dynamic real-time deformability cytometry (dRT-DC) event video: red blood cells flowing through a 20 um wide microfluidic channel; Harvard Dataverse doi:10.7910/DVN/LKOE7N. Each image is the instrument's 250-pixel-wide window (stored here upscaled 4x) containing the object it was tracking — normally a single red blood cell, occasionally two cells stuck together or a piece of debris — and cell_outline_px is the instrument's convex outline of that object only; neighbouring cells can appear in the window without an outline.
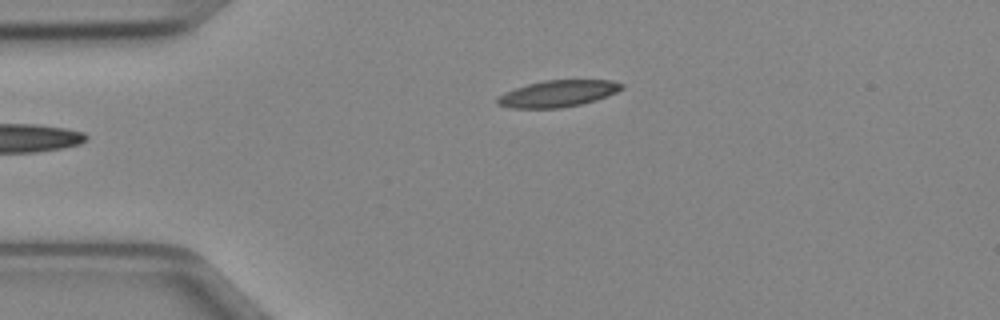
{"species": "Egyptian fruit bat (a non-hibernating species)", "species_latin": "Rousettus aegyptiacus", "temperature_condition": "cold", "stored_images_in_passage": 34, "camera_frame_rate_fps": 3000, "um_per_image_px": 0.085, "animal": {"sex": "female"}, "frame": {"image": 1, "passage_image": 1, "time_ms": 0.0, "image_size_px": [1000, 320], "cell_outline_px": [[624, 88], [616, 92], [596, 100], [580, 104], [560, 108], [512, 108], [496, 104], [496, 100], [504, 92], [528, 84], [544, 80], [612, 80], [624, 84]], "centroid_in_image_um": [47.43, 7.95], "position_along_channel_um": 37.6, "area_um2": 19.19}}
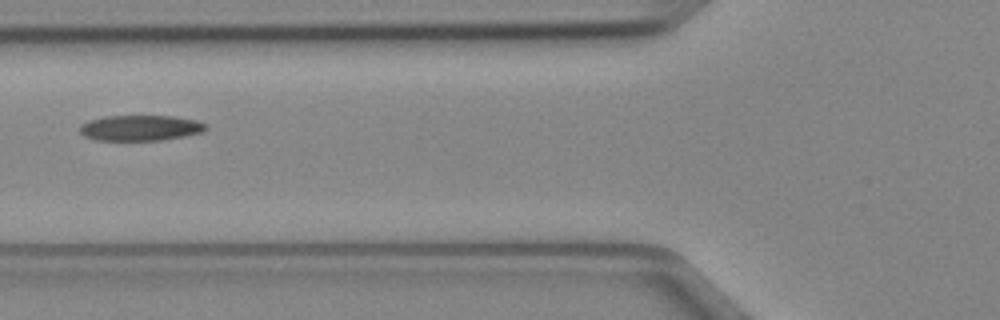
{"frame": {"image": 2, "passage_image": 9, "time_ms": 2.667, "image_size_px": [1000, 320], "cell_outline_px": [[208, 128], [204, 132], [184, 136], [160, 140], [96, 140], [84, 136], [80, 132], [80, 124], [88, 120], [104, 116], [172, 116], [196, 120], [208, 124]], "centroid_in_image_um": [11.94, 10.87], "position_along_channel_um": 113.9, "area_um2": 18.9}}
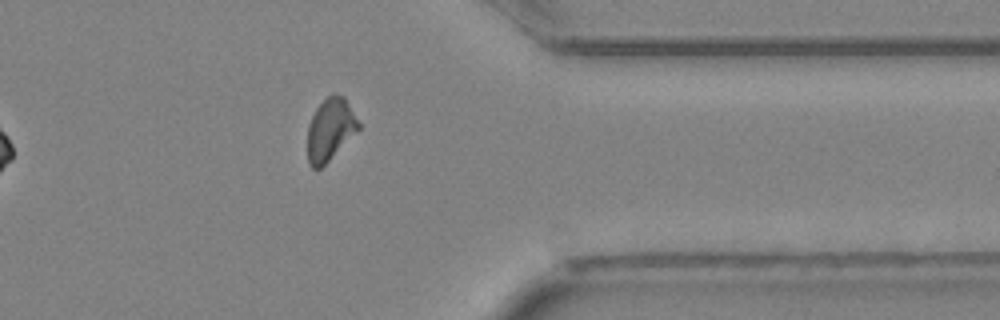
{"frame": {"image": 3, "passage_image": 30, "time_ms": 9.667, "image_size_px": [1000, 320], "cell_outline_px": [[360, 128], [320, 168], [312, 168], [308, 160], [308, 124], [316, 108], [332, 92], [344, 96], [360, 124]], "centroid_in_image_um": [28.06, 10.97], "position_along_channel_um": 383.3, "area_um2": 18.09}, "authors_computed_cell_mechanics": {"area_um2": 19.1896, "velocity_mm_per_s": 4.0125, "shape_relaxation_time_tau1_ms": null, "shape_relaxation_time_tau2_ms": 7.3963, "deformation_change_tau1": null, "deformation_change_tau2": 0.1644}}